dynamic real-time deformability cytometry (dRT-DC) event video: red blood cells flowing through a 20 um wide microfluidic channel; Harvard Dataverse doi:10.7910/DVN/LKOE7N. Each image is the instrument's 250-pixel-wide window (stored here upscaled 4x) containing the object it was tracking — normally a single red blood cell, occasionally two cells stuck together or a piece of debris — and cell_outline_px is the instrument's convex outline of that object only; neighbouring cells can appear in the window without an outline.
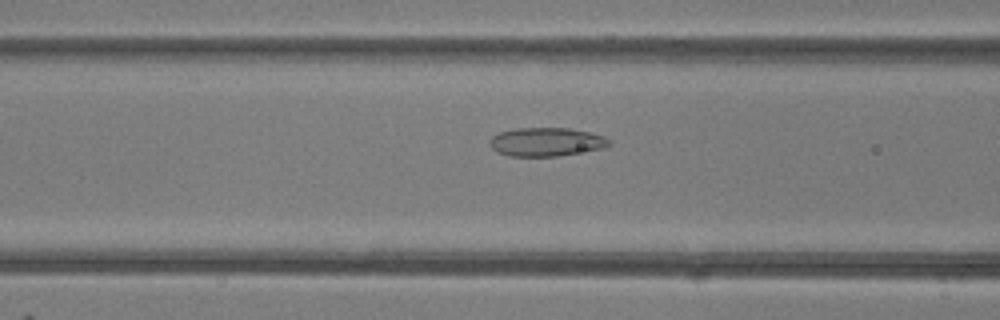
{"species": "common noctule bat (a hibernating species)", "species_latin": "Nyctalus noctula", "temperature_condition": "room temperature", "stored_images_in_passage": 48, "camera_frame_rate_fps": 3000, "um_per_image_px": 0.085, "animal": {"sex": "female"}, "frame": {"image": 1, "passage_image": 19, "time_ms": 6.0, "image_size_px": [1000, 320], "cell_outline_px": [[612, 144], [604, 148], [556, 156], [508, 156], [496, 152], [488, 144], [488, 140], [492, 136], [500, 132], [516, 128], [568, 128], [588, 132], [604, 136], [612, 140]], "centroid_in_image_um": [46.41, 12.06], "position_along_channel_um": 120.2, "area_um2": 20.06}}
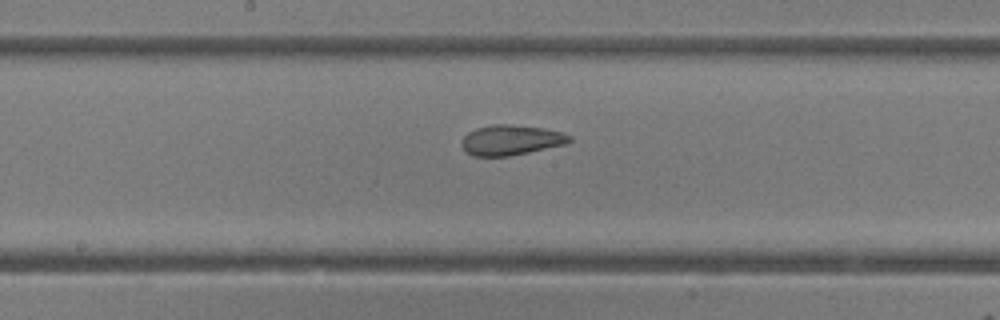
{"frame": {"image": 2, "passage_image": 25, "time_ms": 8.0, "image_size_px": [1000, 320], "cell_outline_px": [[572, 140], [568, 144], [508, 156], [472, 156], [460, 144], [464, 136], [468, 132], [476, 128], [492, 124], [512, 124], [544, 128], [560, 132], [572, 136]], "centroid_in_image_um": [43.45, 11.89], "position_along_channel_um": 204.8, "area_um2": 19.02}}
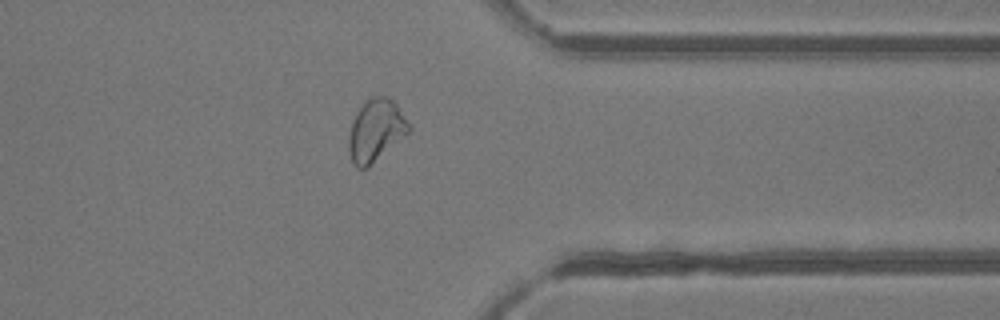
{"frame": {"image": 3, "passage_image": 38, "time_ms": 12.333, "image_size_px": [1000, 320], "cell_outline_px": [[412, 128], [408, 132], [368, 168], [356, 168], [352, 160], [348, 148], [348, 136], [352, 120], [356, 112], [372, 96], [388, 96], [396, 104]], "centroid_in_image_um": [31.92, 11.09], "position_along_channel_um": 379.5, "area_um2": 21.5}, "authors_computed_cell_mechanics": {"area_um2": 22.0218, "velocity_mm_per_s": 4.222, "shape_relaxation_time_tau1_ms": null, "shape_relaxation_time_tau2_ms": 1.4889, "deformation_change_tau1": null, "deformation_change_tau2": 0.0828}}